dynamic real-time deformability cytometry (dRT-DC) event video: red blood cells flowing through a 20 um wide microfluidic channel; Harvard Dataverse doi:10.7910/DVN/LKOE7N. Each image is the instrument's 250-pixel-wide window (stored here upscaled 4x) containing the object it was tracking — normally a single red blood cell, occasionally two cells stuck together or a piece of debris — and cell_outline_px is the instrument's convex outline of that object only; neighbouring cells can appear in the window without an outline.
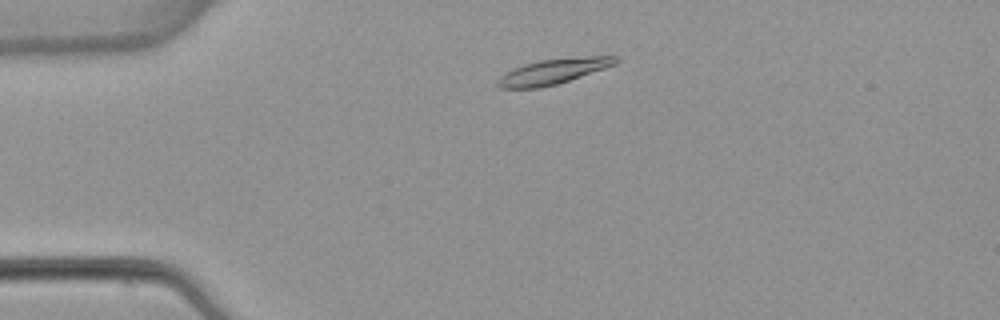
{"species": "common noctule bat (a hibernating species)", "species_latin": "Nyctalus noctula", "temperature_condition": "warm", "stored_images_in_passage": 2, "camera_frame_rate_fps": 3000, "um_per_image_px": 0.085, "animal": {"sex": "female", "body_mass_g": 22.7, "forearm_length_mm": 54.2}, "frame": {"image": 1, "passage_image": 2, "time_ms": 1.0, "image_size_px": [1000, 320], "cell_outline_px": [[620, 60], [616, 64], [556, 84], [540, 88], [500, 88], [496, 84], [496, 80], [500, 76], [512, 68], [524, 64], [540, 60], [588, 56], [620, 56]], "centroid_in_image_um": [47.0, 6.06], "position_along_channel_um": 38.0, "area_um2": 17.28}}